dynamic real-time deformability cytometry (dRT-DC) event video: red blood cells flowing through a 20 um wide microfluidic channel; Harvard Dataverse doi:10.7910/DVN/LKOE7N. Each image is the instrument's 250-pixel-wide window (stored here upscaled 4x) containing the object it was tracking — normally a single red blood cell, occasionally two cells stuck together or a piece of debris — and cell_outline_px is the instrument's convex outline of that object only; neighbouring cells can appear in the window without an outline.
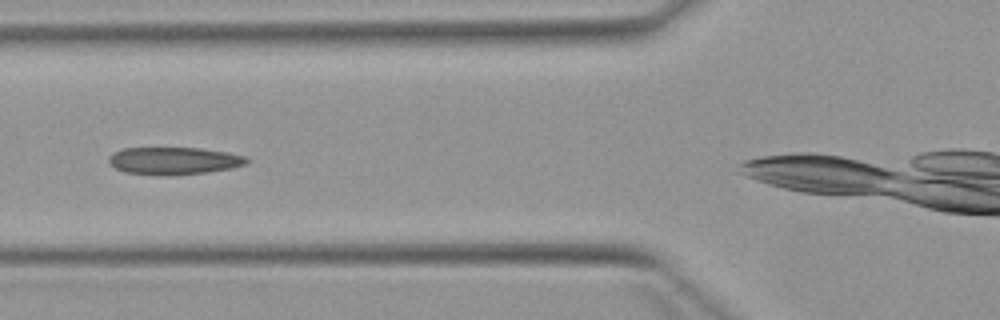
{"species": "Egyptian fruit bat (a non-hibernating species)", "species_latin": "Rousettus aegyptiacus", "temperature_condition": "warm", "stored_images_in_passage": 3, "segment_of_instrument_passage": [1, 2], "camera_frame_rate_fps": 3000, "um_per_image_px": 0.085, "animal": {"sex": "female"}, "frame": {"image": 1, "passage_image": 2, "time_ms": 1.333, "image_size_px": [1000, 320], "cell_outline_px": [[248, 164], [232, 168], [204, 172], [124, 172], [108, 164], [108, 156], [112, 152], [124, 148], [200, 148], [228, 152], [244, 156], [248, 160]], "centroid_in_image_um": [14.78, 13.6], "position_along_channel_um": 111.0, "area_um2": 20.98}}